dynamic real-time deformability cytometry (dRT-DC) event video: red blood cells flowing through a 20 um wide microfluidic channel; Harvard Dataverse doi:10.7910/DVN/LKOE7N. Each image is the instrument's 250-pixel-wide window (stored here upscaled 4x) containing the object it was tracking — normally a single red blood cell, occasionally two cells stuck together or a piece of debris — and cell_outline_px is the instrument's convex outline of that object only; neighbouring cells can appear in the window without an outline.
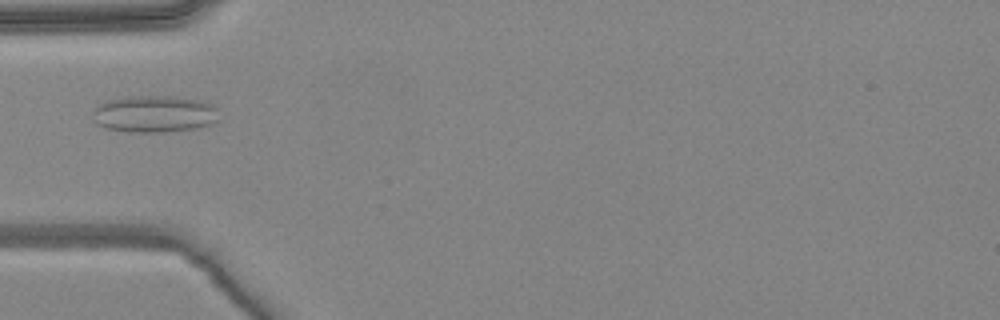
{"species": "common noctule bat (a hibernating species)", "species_latin": "Nyctalus noctula", "temperature_condition": "warm", "stored_images_in_passage": 5, "camera_frame_rate_fps": 3000, "um_per_image_px": 0.085, "animal": {"sex": "female", "body_mass_g": 24.6, "forearm_length_mm": 56.2}, "frame": {"image": 1, "passage_image": 5, "time_ms": 1.333, "image_size_px": [1000, 320], "cell_outline_px": [[220, 120], [212, 124], [196, 128], [168, 132], [128, 132], [104, 128], [96, 124], [92, 112], [92, 108], [96, 104], [104, 100], [128, 96], [168, 96], [200, 100], [212, 104], [216, 108]], "centroid_in_image_um": [13.08, 9.69], "position_along_channel_um": 71.9, "area_um2": 27.74}}